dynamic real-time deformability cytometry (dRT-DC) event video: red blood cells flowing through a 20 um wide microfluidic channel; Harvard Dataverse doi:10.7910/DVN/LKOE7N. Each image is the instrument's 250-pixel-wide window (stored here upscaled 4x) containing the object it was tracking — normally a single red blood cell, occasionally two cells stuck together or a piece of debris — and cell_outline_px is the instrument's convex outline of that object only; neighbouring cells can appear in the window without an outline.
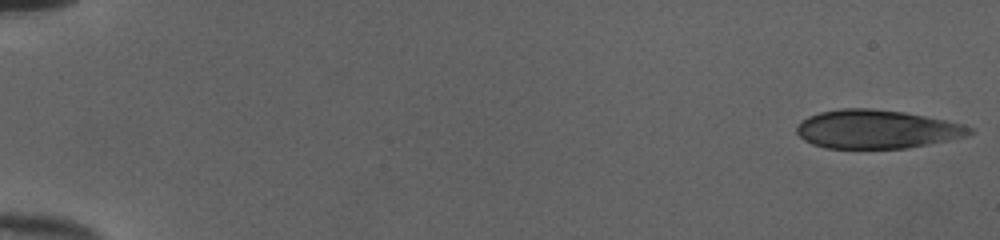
{"species": "human", "species_latin": "Homo sapiens", "temperature_condition": "cold", "stored_images_in_passage": 51, "camera_frame_rate_fps": 3000, "um_per_image_px": 0.085, "donor": {"sex": "female"}, "frame": {"image": 1, "passage_image": 1, "time_ms": 0.0, "image_size_px": [1000, 240], "cell_outline_px": [[976, 132], [968, 136], [908, 148], [828, 148], [812, 144], [804, 140], [796, 132], [796, 128], [808, 116], [820, 112], [840, 108], [872, 108], [904, 112], [964, 124], [972, 128]], "centroid_in_image_um": [74.55, 10.98], "position_along_channel_um": 10.5, "area_um2": 38.84}}
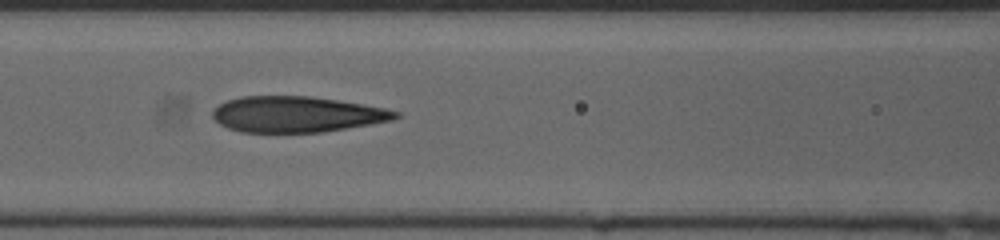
{"frame": {"image": 2, "passage_image": 24, "time_ms": 7.667, "image_size_px": [1000, 240], "cell_outline_px": [[404, 116], [392, 120], [372, 124], [320, 132], [240, 132], [228, 128], [220, 124], [212, 116], [212, 112], [220, 104], [228, 100], [240, 96], [308, 96], [336, 100], [384, 108], [400, 112]], "centroid_in_image_um": [25.23, 9.72], "position_along_channel_um": 141.4, "area_um2": 38.03}}
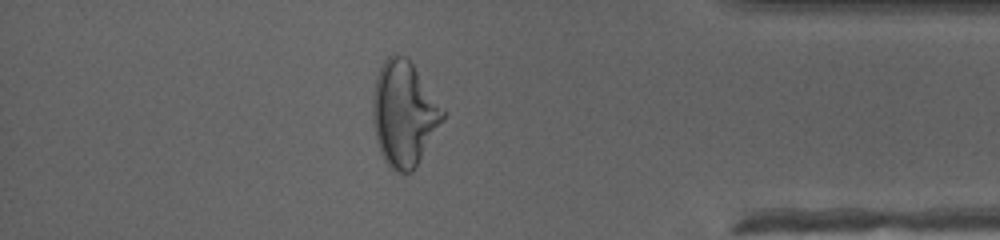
{"frame": {"image": 3, "passage_image": 45, "time_ms": 14.667, "image_size_px": [1000, 240], "cell_outline_px": [[444, 120], [416, 168], [412, 172], [396, 172], [384, 160], [380, 152], [376, 140], [372, 120], [372, 96], [376, 76], [380, 64], [392, 52], [404, 56], [412, 64], [444, 112]], "centroid_in_image_um": [34.29, 9.68], "position_along_channel_um": 400.9, "area_um2": 42.77}, "authors_computed_cell_mechanics": {"area_um2": 39.3618, "velocity_mm_per_s": 4.0545, "shape_relaxation_time_tau1_ms": null, "shape_relaxation_time_tau2_ms": 1.5388, "deformation_change_tau1": null, "deformation_change_tau2": 0.1085}}